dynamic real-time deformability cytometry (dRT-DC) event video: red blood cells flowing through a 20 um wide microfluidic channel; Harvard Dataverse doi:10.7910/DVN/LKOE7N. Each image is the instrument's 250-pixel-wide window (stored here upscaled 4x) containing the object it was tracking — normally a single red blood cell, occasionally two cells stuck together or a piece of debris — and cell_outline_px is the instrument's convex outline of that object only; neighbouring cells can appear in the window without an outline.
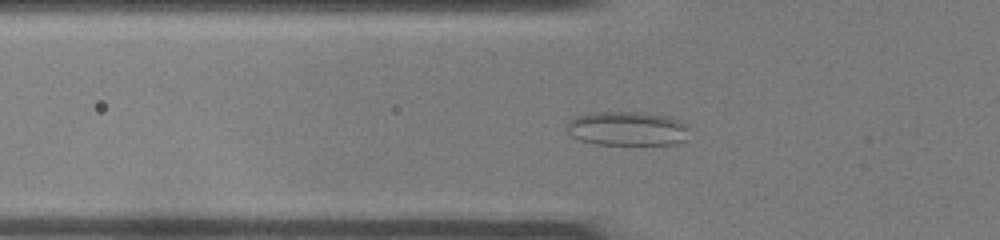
{"species": "common noctule bat (a hibernating species)", "species_latin": "Nyctalus noctula", "temperature_condition": "room temperature", "stored_images_in_passage": 46, "camera_frame_rate_fps": 3000, "um_per_image_px": 0.085, "animal": {"sex": "female", "body_mass_g": 22.0, "forearm_length_mm": 56.7}, "frame": {"image": 1, "passage_image": 14, "time_ms": 4.333, "image_size_px": [1000, 240], "cell_outline_px": [[688, 140], [676, 144], [596, 144], [580, 140], [572, 136], [564, 128], [568, 120], [576, 116], [588, 112], [640, 112], [668, 116], [688, 124]], "centroid_in_image_um": [53.31, 10.92], "position_along_channel_um": 72.5, "area_um2": 24.8}}
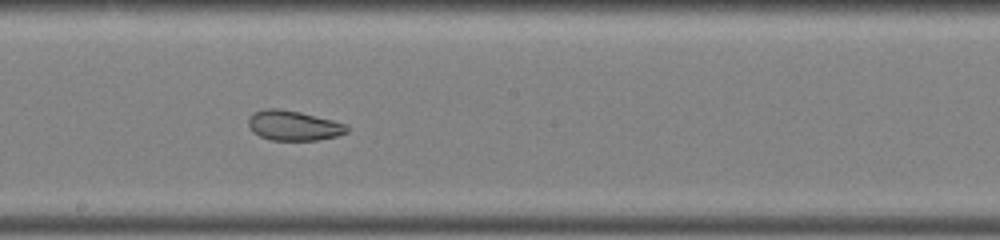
{"frame": {"image": 2, "passage_image": 25, "time_ms": 8.0, "image_size_px": [1000, 240], "cell_outline_px": [[348, 132], [336, 136], [320, 140], [272, 140], [260, 136], [252, 132], [248, 124], [248, 116], [252, 112], [264, 108], [276, 108], [300, 112], [348, 124]], "centroid_in_image_um": [24.93, 10.66], "position_along_channel_um": 223.3, "area_um2": 17.34}}
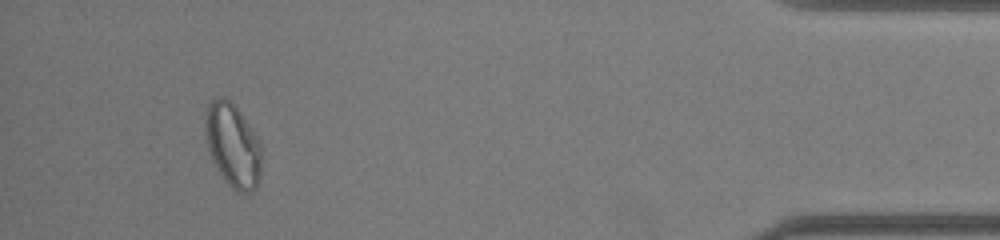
{"frame": {"image": 3, "passage_image": 43, "time_ms": 14.0, "image_size_px": [1000, 240], "cell_outline_px": [[260, 180], [256, 188], [252, 192], [236, 192], [228, 184], [216, 168], [212, 160], [208, 148], [204, 128], [204, 120], [208, 108], [212, 100], [220, 96], [224, 96], [240, 112], [260, 144]], "centroid_in_image_um": [19.77, 12.39], "position_along_channel_um": 415.4, "area_um2": 27.05}, "authors_computed_cell_mechanics": {"area_um2": 23.7847, "velocity_mm_per_s": 4.1173, "shape_relaxation_time_tau1_ms": null, "shape_relaxation_time_tau2_ms": 1.7752, "deformation_change_tau1": null, "deformation_change_tau2": 0.0597}}